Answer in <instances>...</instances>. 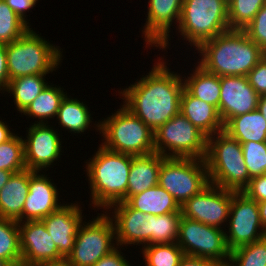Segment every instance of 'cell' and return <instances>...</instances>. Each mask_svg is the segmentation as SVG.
Returning a JSON list of instances; mask_svg holds the SVG:
<instances>
[{
	"label": "cell",
	"mask_w": 266,
	"mask_h": 266,
	"mask_svg": "<svg viewBox=\"0 0 266 266\" xmlns=\"http://www.w3.org/2000/svg\"><path fill=\"white\" fill-rule=\"evenodd\" d=\"M227 266H266V236L230 251Z\"/></svg>",
	"instance_id": "obj_35"
},
{
	"label": "cell",
	"mask_w": 266,
	"mask_h": 266,
	"mask_svg": "<svg viewBox=\"0 0 266 266\" xmlns=\"http://www.w3.org/2000/svg\"><path fill=\"white\" fill-rule=\"evenodd\" d=\"M87 164L92 203L95 207L127 202V186L132 155L115 152L100 146Z\"/></svg>",
	"instance_id": "obj_3"
},
{
	"label": "cell",
	"mask_w": 266,
	"mask_h": 266,
	"mask_svg": "<svg viewBox=\"0 0 266 266\" xmlns=\"http://www.w3.org/2000/svg\"><path fill=\"white\" fill-rule=\"evenodd\" d=\"M159 62L146 77L122 93L126 107L153 132L180 113L183 79Z\"/></svg>",
	"instance_id": "obj_1"
},
{
	"label": "cell",
	"mask_w": 266,
	"mask_h": 266,
	"mask_svg": "<svg viewBox=\"0 0 266 266\" xmlns=\"http://www.w3.org/2000/svg\"><path fill=\"white\" fill-rule=\"evenodd\" d=\"M184 0H150L147 23L145 24V38L147 44H156L162 49L168 44L169 28L176 18L179 23ZM178 20V21H177ZM149 42V43H148ZM158 45V46H157Z\"/></svg>",
	"instance_id": "obj_18"
},
{
	"label": "cell",
	"mask_w": 266,
	"mask_h": 266,
	"mask_svg": "<svg viewBox=\"0 0 266 266\" xmlns=\"http://www.w3.org/2000/svg\"><path fill=\"white\" fill-rule=\"evenodd\" d=\"M97 127L106 140L103 146L109 150L132 156L155 152L154 132L126 107L122 106Z\"/></svg>",
	"instance_id": "obj_6"
},
{
	"label": "cell",
	"mask_w": 266,
	"mask_h": 266,
	"mask_svg": "<svg viewBox=\"0 0 266 266\" xmlns=\"http://www.w3.org/2000/svg\"><path fill=\"white\" fill-rule=\"evenodd\" d=\"M28 130V139L24 141L25 165L28 170L39 172L60 157V138L46 124L35 123Z\"/></svg>",
	"instance_id": "obj_16"
},
{
	"label": "cell",
	"mask_w": 266,
	"mask_h": 266,
	"mask_svg": "<svg viewBox=\"0 0 266 266\" xmlns=\"http://www.w3.org/2000/svg\"><path fill=\"white\" fill-rule=\"evenodd\" d=\"M257 110L263 115L264 119L266 120V94L259 96Z\"/></svg>",
	"instance_id": "obj_48"
},
{
	"label": "cell",
	"mask_w": 266,
	"mask_h": 266,
	"mask_svg": "<svg viewBox=\"0 0 266 266\" xmlns=\"http://www.w3.org/2000/svg\"><path fill=\"white\" fill-rule=\"evenodd\" d=\"M31 266H71V265L67 262L66 258H62L57 261L42 262Z\"/></svg>",
	"instance_id": "obj_46"
},
{
	"label": "cell",
	"mask_w": 266,
	"mask_h": 266,
	"mask_svg": "<svg viewBox=\"0 0 266 266\" xmlns=\"http://www.w3.org/2000/svg\"><path fill=\"white\" fill-rule=\"evenodd\" d=\"M66 95L61 88L47 85L38 97L22 112L25 115L41 119L38 124H44L42 119L55 117L59 110L61 101Z\"/></svg>",
	"instance_id": "obj_31"
},
{
	"label": "cell",
	"mask_w": 266,
	"mask_h": 266,
	"mask_svg": "<svg viewBox=\"0 0 266 266\" xmlns=\"http://www.w3.org/2000/svg\"><path fill=\"white\" fill-rule=\"evenodd\" d=\"M166 157L154 152L148 155L132 156L128 177L127 201L158 184L159 170Z\"/></svg>",
	"instance_id": "obj_23"
},
{
	"label": "cell",
	"mask_w": 266,
	"mask_h": 266,
	"mask_svg": "<svg viewBox=\"0 0 266 266\" xmlns=\"http://www.w3.org/2000/svg\"><path fill=\"white\" fill-rule=\"evenodd\" d=\"M24 169V140L14 135L7 142L0 144V170L16 173Z\"/></svg>",
	"instance_id": "obj_36"
},
{
	"label": "cell",
	"mask_w": 266,
	"mask_h": 266,
	"mask_svg": "<svg viewBox=\"0 0 266 266\" xmlns=\"http://www.w3.org/2000/svg\"><path fill=\"white\" fill-rule=\"evenodd\" d=\"M188 79V80H187ZM184 82V88L194 97L219 109L220 77L208 72L202 66L195 68L194 74Z\"/></svg>",
	"instance_id": "obj_26"
},
{
	"label": "cell",
	"mask_w": 266,
	"mask_h": 266,
	"mask_svg": "<svg viewBox=\"0 0 266 266\" xmlns=\"http://www.w3.org/2000/svg\"><path fill=\"white\" fill-rule=\"evenodd\" d=\"M209 184L205 159L165 158L161 163L158 185L164 188L180 207Z\"/></svg>",
	"instance_id": "obj_9"
},
{
	"label": "cell",
	"mask_w": 266,
	"mask_h": 266,
	"mask_svg": "<svg viewBox=\"0 0 266 266\" xmlns=\"http://www.w3.org/2000/svg\"><path fill=\"white\" fill-rule=\"evenodd\" d=\"M15 134L11 133L8 126L4 122L0 121V144L7 142Z\"/></svg>",
	"instance_id": "obj_45"
},
{
	"label": "cell",
	"mask_w": 266,
	"mask_h": 266,
	"mask_svg": "<svg viewBox=\"0 0 266 266\" xmlns=\"http://www.w3.org/2000/svg\"><path fill=\"white\" fill-rule=\"evenodd\" d=\"M244 31L266 53V4L261 7Z\"/></svg>",
	"instance_id": "obj_38"
},
{
	"label": "cell",
	"mask_w": 266,
	"mask_h": 266,
	"mask_svg": "<svg viewBox=\"0 0 266 266\" xmlns=\"http://www.w3.org/2000/svg\"><path fill=\"white\" fill-rule=\"evenodd\" d=\"M258 207L260 214V222L262 224L264 231L266 232V201L259 202Z\"/></svg>",
	"instance_id": "obj_47"
},
{
	"label": "cell",
	"mask_w": 266,
	"mask_h": 266,
	"mask_svg": "<svg viewBox=\"0 0 266 266\" xmlns=\"http://www.w3.org/2000/svg\"><path fill=\"white\" fill-rule=\"evenodd\" d=\"M0 258L12 266H22L19 223L0 217Z\"/></svg>",
	"instance_id": "obj_30"
},
{
	"label": "cell",
	"mask_w": 266,
	"mask_h": 266,
	"mask_svg": "<svg viewBox=\"0 0 266 266\" xmlns=\"http://www.w3.org/2000/svg\"><path fill=\"white\" fill-rule=\"evenodd\" d=\"M265 4L266 0H228L230 29L244 30Z\"/></svg>",
	"instance_id": "obj_32"
},
{
	"label": "cell",
	"mask_w": 266,
	"mask_h": 266,
	"mask_svg": "<svg viewBox=\"0 0 266 266\" xmlns=\"http://www.w3.org/2000/svg\"><path fill=\"white\" fill-rule=\"evenodd\" d=\"M154 149L166 158L205 159L207 136L179 113L154 132Z\"/></svg>",
	"instance_id": "obj_8"
},
{
	"label": "cell",
	"mask_w": 266,
	"mask_h": 266,
	"mask_svg": "<svg viewBox=\"0 0 266 266\" xmlns=\"http://www.w3.org/2000/svg\"><path fill=\"white\" fill-rule=\"evenodd\" d=\"M25 222V223H24ZM19 223V239L22 266L57 261L64 258L41 220Z\"/></svg>",
	"instance_id": "obj_15"
},
{
	"label": "cell",
	"mask_w": 266,
	"mask_h": 266,
	"mask_svg": "<svg viewBox=\"0 0 266 266\" xmlns=\"http://www.w3.org/2000/svg\"><path fill=\"white\" fill-rule=\"evenodd\" d=\"M242 192L257 203L266 201V175L251 178Z\"/></svg>",
	"instance_id": "obj_40"
},
{
	"label": "cell",
	"mask_w": 266,
	"mask_h": 266,
	"mask_svg": "<svg viewBox=\"0 0 266 266\" xmlns=\"http://www.w3.org/2000/svg\"><path fill=\"white\" fill-rule=\"evenodd\" d=\"M241 145L249 177L264 175L266 170V142L249 141Z\"/></svg>",
	"instance_id": "obj_37"
},
{
	"label": "cell",
	"mask_w": 266,
	"mask_h": 266,
	"mask_svg": "<svg viewBox=\"0 0 266 266\" xmlns=\"http://www.w3.org/2000/svg\"><path fill=\"white\" fill-rule=\"evenodd\" d=\"M229 216V236L225 234V237L230 251L266 236L260 222L258 203L243 192L233 191ZM259 228L260 231L257 230Z\"/></svg>",
	"instance_id": "obj_12"
},
{
	"label": "cell",
	"mask_w": 266,
	"mask_h": 266,
	"mask_svg": "<svg viewBox=\"0 0 266 266\" xmlns=\"http://www.w3.org/2000/svg\"><path fill=\"white\" fill-rule=\"evenodd\" d=\"M57 48L30 28L17 40L6 45L9 79L52 72L61 60Z\"/></svg>",
	"instance_id": "obj_5"
},
{
	"label": "cell",
	"mask_w": 266,
	"mask_h": 266,
	"mask_svg": "<svg viewBox=\"0 0 266 266\" xmlns=\"http://www.w3.org/2000/svg\"><path fill=\"white\" fill-rule=\"evenodd\" d=\"M178 266H224V265L214 260L185 255L181 259Z\"/></svg>",
	"instance_id": "obj_44"
},
{
	"label": "cell",
	"mask_w": 266,
	"mask_h": 266,
	"mask_svg": "<svg viewBox=\"0 0 266 266\" xmlns=\"http://www.w3.org/2000/svg\"><path fill=\"white\" fill-rule=\"evenodd\" d=\"M232 198L233 190L209 184L180 207L181 215L220 228V224L230 217Z\"/></svg>",
	"instance_id": "obj_13"
},
{
	"label": "cell",
	"mask_w": 266,
	"mask_h": 266,
	"mask_svg": "<svg viewBox=\"0 0 266 266\" xmlns=\"http://www.w3.org/2000/svg\"><path fill=\"white\" fill-rule=\"evenodd\" d=\"M218 113L225 125L231 118L257 109L259 94L249 84L247 76L220 77Z\"/></svg>",
	"instance_id": "obj_14"
},
{
	"label": "cell",
	"mask_w": 266,
	"mask_h": 266,
	"mask_svg": "<svg viewBox=\"0 0 266 266\" xmlns=\"http://www.w3.org/2000/svg\"><path fill=\"white\" fill-rule=\"evenodd\" d=\"M178 26L181 35L198 48L230 29L228 0H184Z\"/></svg>",
	"instance_id": "obj_7"
},
{
	"label": "cell",
	"mask_w": 266,
	"mask_h": 266,
	"mask_svg": "<svg viewBox=\"0 0 266 266\" xmlns=\"http://www.w3.org/2000/svg\"><path fill=\"white\" fill-rule=\"evenodd\" d=\"M9 81L10 79L7 67L6 45L0 44V89L3 88L7 90Z\"/></svg>",
	"instance_id": "obj_43"
},
{
	"label": "cell",
	"mask_w": 266,
	"mask_h": 266,
	"mask_svg": "<svg viewBox=\"0 0 266 266\" xmlns=\"http://www.w3.org/2000/svg\"><path fill=\"white\" fill-rule=\"evenodd\" d=\"M0 266H12L8 261L0 258Z\"/></svg>",
	"instance_id": "obj_50"
},
{
	"label": "cell",
	"mask_w": 266,
	"mask_h": 266,
	"mask_svg": "<svg viewBox=\"0 0 266 266\" xmlns=\"http://www.w3.org/2000/svg\"><path fill=\"white\" fill-rule=\"evenodd\" d=\"M79 226L72 251L66 260L71 266H93L115 248L111 242L115 237L113 219L102 214ZM113 239V240H112Z\"/></svg>",
	"instance_id": "obj_11"
},
{
	"label": "cell",
	"mask_w": 266,
	"mask_h": 266,
	"mask_svg": "<svg viewBox=\"0 0 266 266\" xmlns=\"http://www.w3.org/2000/svg\"><path fill=\"white\" fill-rule=\"evenodd\" d=\"M5 2L0 0V44H10L30 28Z\"/></svg>",
	"instance_id": "obj_34"
},
{
	"label": "cell",
	"mask_w": 266,
	"mask_h": 266,
	"mask_svg": "<svg viewBox=\"0 0 266 266\" xmlns=\"http://www.w3.org/2000/svg\"><path fill=\"white\" fill-rule=\"evenodd\" d=\"M51 235L59 253L66 258L72 251L75 237L82 223V213L76 205L61 207L41 220Z\"/></svg>",
	"instance_id": "obj_17"
},
{
	"label": "cell",
	"mask_w": 266,
	"mask_h": 266,
	"mask_svg": "<svg viewBox=\"0 0 266 266\" xmlns=\"http://www.w3.org/2000/svg\"><path fill=\"white\" fill-rule=\"evenodd\" d=\"M143 254L146 266H178L185 256L176 242L147 245L143 250Z\"/></svg>",
	"instance_id": "obj_33"
},
{
	"label": "cell",
	"mask_w": 266,
	"mask_h": 266,
	"mask_svg": "<svg viewBox=\"0 0 266 266\" xmlns=\"http://www.w3.org/2000/svg\"><path fill=\"white\" fill-rule=\"evenodd\" d=\"M225 234L220 228L181 216L176 243L186 256L210 259L227 266L230 250Z\"/></svg>",
	"instance_id": "obj_10"
},
{
	"label": "cell",
	"mask_w": 266,
	"mask_h": 266,
	"mask_svg": "<svg viewBox=\"0 0 266 266\" xmlns=\"http://www.w3.org/2000/svg\"><path fill=\"white\" fill-rule=\"evenodd\" d=\"M115 207L114 229L115 240L119 246L124 244L146 243L149 245V220L148 215L133 209L127 202L121 201L113 204Z\"/></svg>",
	"instance_id": "obj_20"
},
{
	"label": "cell",
	"mask_w": 266,
	"mask_h": 266,
	"mask_svg": "<svg viewBox=\"0 0 266 266\" xmlns=\"http://www.w3.org/2000/svg\"><path fill=\"white\" fill-rule=\"evenodd\" d=\"M217 135L215 141L213 135L207 137L205 162L209 182L223 189L242 192L251 179L244 162L242 145L224 131Z\"/></svg>",
	"instance_id": "obj_4"
},
{
	"label": "cell",
	"mask_w": 266,
	"mask_h": 266,
	"mask_svg": "<svg viewBox=\"0 0 266 266\" xmlns=\"http://www.w3.org/2000/svg\"><path fill=\"white\" fill-rule=\"evenodd\" d=\"M127 203L146 215L159 216L180 211V206L175 199L158 184L132 196Z\"/></svg>",
	"instance_id": "obj_25"
},
{
	"label": "cell",
	"mask_w": 266,
	"mask_h": 266,
	"mask_svg": "<svg viewBox=\"0 0 266 266\" xmlns=\"http://www.w3.org/2000/svg\"><path fill=\"white\" fill-rule=\"evenodd\" d=\"M30 170L29 192L26 196L22 212L23 218L29 220H42L61 206L57 202L58 193L54 184L44 175Z\"/></svg>",
	"instance_id": "obj_19"
},
{
	"label": "cell",
	"mask_w": 266,
	"mask_h": 266,
	"mask_svg": "<svg viewBox=\"0 0 266 266\" xmlns=\"http://www.w3.org/2000/svg\"><path fill=\"white\" fill-rule=\"evenodd\" d=\"M223 131L240 144L266 142V120L257 109L231 118Z\"/></svg>",
	"instance_id": "obj_24"
},
{
	"label": "cell",
	"mask_w": 266,
	"mask_h": 266,
	"mask_svg": "<svg viewBox=\"0 0 266 266\" xmlns=\"http://www.w3.org/2000/svg\"><path fill=\"white\" fill-rule=\"evenodd\" d=\"M44 75L22 76L9 81L6 91L11 92L17 110L23 112L45 89Z\"/></svg>",
	"instance_id": "obj_27"
},
{
	"label": "cell",
	"mask_w": 266,
	"mask_h": 266,
	"mask_svg": "<svg viewBox=\"0 0 266 266\" xmlns=\"http://www.w3.org/2000/svg\"><path fill=\"white\" fill-rule=\"evenodd\" d=\"M93 266H130L128 261L123 258L119 250L114 249L110 254L102 257Z\"/></svg>",
	"instance_id": "obj_41"
},
{
	"label": "cell",
	"mask_w": 266,
	"mask_h": 266,
	"mask_svg": "<svg viewBox=\"0 0 266 266\" xmlns=\"http://www.w3.org/2000/svg\"><path fill=\"white\" fill-rule=\"evenodd\" d=\"M30 170L12 173L0 190V217L22 223V212L29 192Z\"/></svg>",
	"instance_id": "obj_22"
},
{
	"label": "cell",
	"mask_w": 266,
	"mask_h": 266,
	"mask_svg": "<svg viewBox=\"0 0 266 266\" xmlns=\"http://www.w3.org/2000/svg\"><path fill=\"white\" fill-rule=\"evenodd\" d=\"M37 0H5L7 5L23 20H25L26 10H29L36 4Z\"/></svg>",
	"instance_id": "obj_42"
},
{
	"label": "cell",
	"mask_w": 266,
	"mask_h": 266,
	"mask_svg": "<svg viewBox=\"0 0 266 266\" xmlns=\"http://www.w3.org/2000/svg\"><path fill=\"white\" fill-rule=\"evenodd\" d=\"M200 66L222 76H247L266 53L252 41L244 30L229 29L203 42L198 51Z\"/></svg>",
	"instance_id": "obj_2"
},
{
	"label": "cell",
	"mask_w": 266,
	"mask_h": 266,
	"mask_svg": "<svg viewBox=\"0 0 266 266\" xmlns=\"http://www.w3.org/2000/svg\"><path fill=\"white\" fill-rule=\"evenodd\" d=\"M247 78L259 96L266 94V55L247 74Z\"/></svg>",
	"instance_id": "obj_39"
},
{
	"label": "cell",
	"mask_w": 266,
	"mask_h": 266,
	"mask_svg": "<svg viewBox=\"0 0 266 266\" xmlns=\"http://www.w3.org/2000/svg\"><path fill=\"white\" fill-rule=\"evenodd\" d=\"M180 113L207 137L224 130L218 110L213 105L192 96L185 88L180 99Z\"/></svg>",
	"instance_id": "obj_21"
},
{
	"label": "cell",
	"mask_w": 266,
	"mask_h": 266,
	"mask_svg": "<svg viewBox=\"0 0 266 266\" xmlns=\"http://www.w3.org/2000/svg\"><path fill=\"white\" fill-rule=\"evenodd\" d=\"M90 112L83 102L77 99L67 98V95L60 103L57 112L59 123L70 132L80 133L84 132L90 124Z\"/></svg>",
	"instance_id": "obj_29"
},
{
	"label": "cell",
	"mask_w": 266,
	"mask_h": 266,
	"mask_svg": "<svg viewBox=\"0 0 266 266\" xmlns=\"http://www.w3.org/2000/svg\"><path fill=\"white\" fill-rule=\"evenodd\" d=\"M11 175V171L0 170V190L6 185Z\"/></svg>",
	"instance_id": "obj_49"
},
{
	"label": "cell",
	"mask_w": 266,
	"mask_h": 266,
	"mask_svg": "<svg viewBox=\"0 0 266 266\" xmlns=\"http://www.w3.org/2000/svg\"><path fill=\"white\" fill-rule=\"evenodd\" d=\"M181 210L178 213L148 215L149 245L175 243L178 238Z\"/></svg>",
	"instance_id": "obj_28"
}]
</instances>
